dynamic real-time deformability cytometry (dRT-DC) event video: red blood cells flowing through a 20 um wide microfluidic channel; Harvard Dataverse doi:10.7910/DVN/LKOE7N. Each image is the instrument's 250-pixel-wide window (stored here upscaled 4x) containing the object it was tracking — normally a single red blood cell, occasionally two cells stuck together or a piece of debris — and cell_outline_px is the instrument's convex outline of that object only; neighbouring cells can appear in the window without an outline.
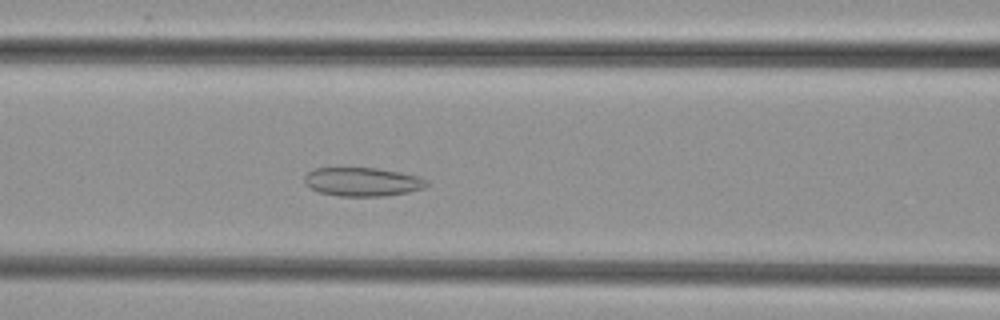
{"species": "common noctule bat (a hibernating species)", "species_latin": "Nyctalus noctula", "temperature_condition": "cold", "stored_images_in_passage": 42, "camera_frame_rate_fps": 3000, "um_per_image_px": 0.085, "animal": {"sex": "female", "body_mass_g": 29.2, "forearm_length_mm": 56.3}, "frame": {"image": 1, "passage_image": 11, "time_ms": 3.333, "image_size_px": [1000, 320], "cell_outline_px": [[428, 184], [424, 188], [408, 192], [384, 196], [340, 196], [320, 192], [308, 188], [304, 184], [304, 176], [308, 172], [316, 168], [376, 168], [400, 172], [420, 176], [428, 180]], "centroid_in_image_um": [30.81, 15.45], "position_along_channel_um": 135.8, "area_um2": 20.58}}
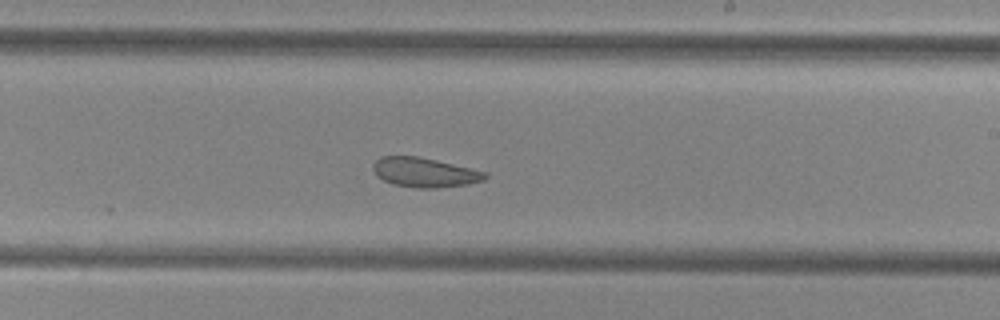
{"frame": {"image": 2, "passage_image": 20, "time_ms": 6.333, "image_size_px": [1000, 320], "cell_outline_px": [[488, 176], [484, 180], [468, 184], [436, 188], [416, 188], [392, 184], [376, 176], [372, 168], [372, 164], [380, 156], [420, 156], [488, 172]], "centroid_in_image_um": [36.08, 14.65], "position_along_channel_um": 252.9, "area_um2": 19.48}}
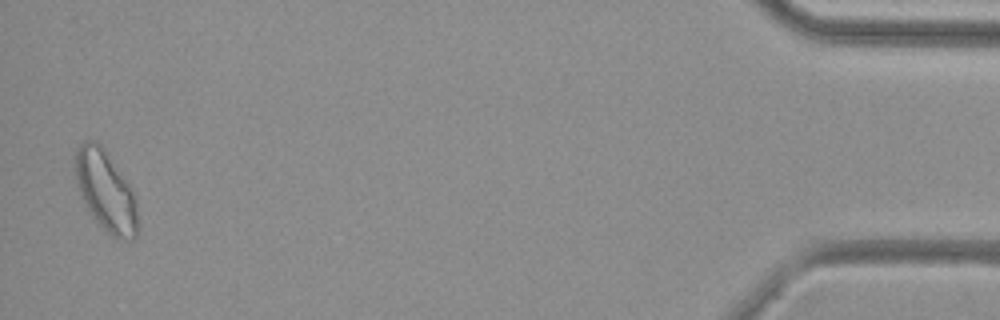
{"frame": {"image": 3, "passage_image": 40, "time_ms": 13.0, "image_size_px": [1000, 320], "cell_outline_px": [[140, 228], [136, 236], [132, 240], [120, 240], [112, 236], [96, 224], [84, 204], [80, 196], [76, 184], [72, 168], [76, 148], [84, 140], [96, 140], [104, 148], [136, 196]], "centroid_in_image_um": [8.96, 16.27], "position_along_channel_um": 426.2, "area_um2": 30.4}}